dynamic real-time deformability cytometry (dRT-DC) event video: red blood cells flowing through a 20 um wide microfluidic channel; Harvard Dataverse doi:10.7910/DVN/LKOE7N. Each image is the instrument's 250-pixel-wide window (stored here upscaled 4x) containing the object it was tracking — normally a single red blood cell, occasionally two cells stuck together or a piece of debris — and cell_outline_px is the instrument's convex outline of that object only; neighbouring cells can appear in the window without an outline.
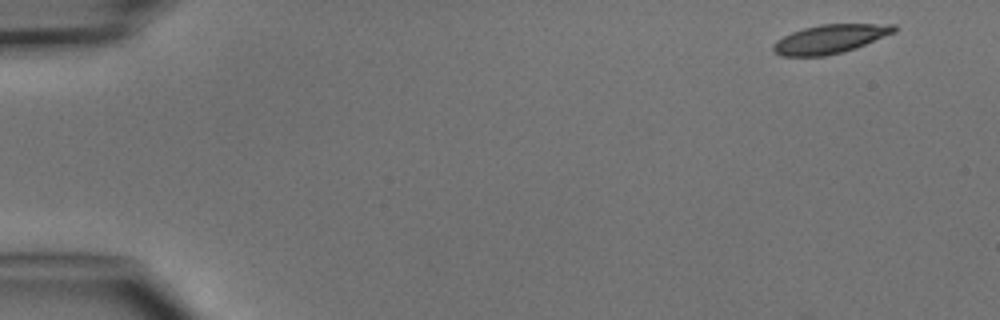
{"species": "common noctule bat (a hibernating species)", "species_latin": "Nyctalus noctula", "temperature_condition": "cold", "stored_images_in_passage": 5, "camera_frame_rate_fps": 3000, "um_per_image_px": 0.085, "animal": {"sex": "male", "body_mass_g": 15.6}, "frame": {"image": 1, "passage_image": 1, "time_ms": 0.0, "image_size_px": [1000, 320], "cell_outline_px": [[900, 28], [896, 32], [856, 48], [824, 56], [780, 56], [772, 52], [772, 44], [776, 40], [792, 32], [804, 28], [820, 24], [896, 24]], "centroid_in_image_um": [70.56, 3.31], "position_along_channel_um": 14.4, "area_um2": 20.46}}
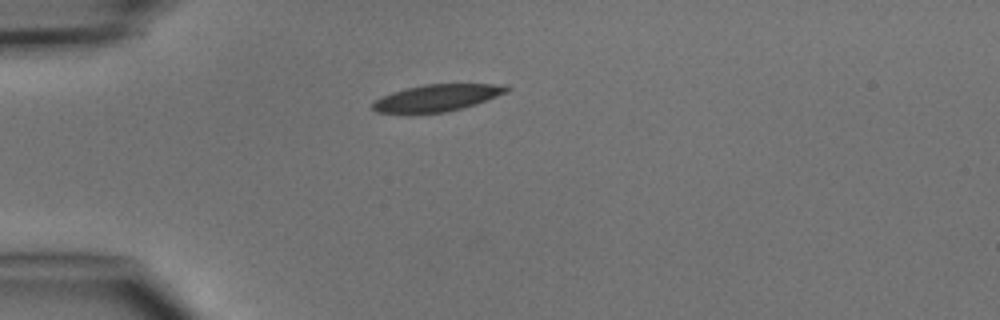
{"frame": {"image": 2, "passage_image": 4, "time_ms": 3.333, "image_size_px": [1000, 320], "cell_outline_px": [[508, 92], [476, 104], [444, 112], [376, 112], [372, 108], [372, 104], [376, 100], [392, 92], [424, 84], [508, 84]], "centroid_in_image_um": [37.2, 8.29], "position_along_channel_um": 47.8, "area_um2": 20.46}}